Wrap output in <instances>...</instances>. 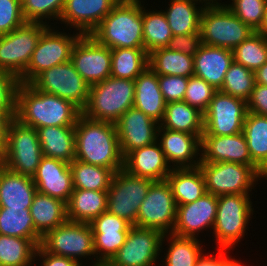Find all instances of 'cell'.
Returning <instances> with one entry per match:
<instances>
[{
  "label": "cell",
  "mask_w": 267,
  "mask_h": 266,
  "mask_svg": "<svg viewBox=\"0 0 267 266\" xmlns=\"http://www.w3.org/2000/svg\"><path fill=\"white\" fill-rule=\"evenodd\" d=\"M82 111L56 95L37 90L31 83H20L16 115L20 123L35 129L47 126H75Z\"/></svg>",
  "instance_id": "1"
},
{
  "label": "cell",
  "mask_w": 267,
  "mask_h": 266,
  "mask_svg": "<svg viewBox=\"0 0 267 266\" xmlns=\"http://www.w3.org/2000/svg\"><path fill=\"white\" fill-rule=\"evenodd\" d=\"M75 159L111 169L123 168L117 128L114 123L95 121L81 115L75 124Z\"/></svg>",
  "instance_id": "2"
},
{
  "label": "cell",
  "mask_w": 267,
  "mask_h": 266,
  "mask_svg": "<svg viewBox=\"0 0 267 266\" xmlns=\"http://www.w3.org/2000/svg\"><path fill=\"white\" fill-rule=\"evenodd\" d=\"M90 35L109 49L144 48L141 1H119Z\"/></svg>",
  "instance_id": "3"
},
{
  "label": "cell",
  "mask_w": 267,
  "mask_h": 266,
  "mask_svg": "<svg viewBox=\"0 0 267 266\" xmlns=\"http://www.w3.org/2000/svg\"><path fill=\"white\" fill-rule=\"evenodd\" d=\"M134 80L110 76L90 86L88 101L82 115L95 121L116 123L134 105Z\"/></svg>",
  "instance_id": "4"
},
{
  "label": "cell",
  "mask_w": 267,
  "mask_h": 266,
  "mask_svg": "<svg viewBox=\"0 0 267 266\" xmlns=\"http://www.w3.org/2000/svg\"><path fill=\"white\" fill-rule=\"evenodd\" d=\"M250 197V194L218 196L217 214L213 227L218 249H235V245L245 237L246 229L254 213Z\"/></svg>",
  "instance_id": "5"
},
{
  "label": "cell",
  "mask_w": 267,
  "mask_h": 266,
  "mask_svg": "<svg viewBox=\"0 0 267 266\" xmlns=\"http://www.w3.org/2000/svg\"><path fill=\"white\" fill-rule=\"evenodd\" d=\"M42 157L37 130L14 118L10 122L2 151L3 166L14 173L33 177Z\"/></svg>",
  "instance_id": "6"
},
{
  "label": "cell",
  "mask_w": 267,
  "mask_h": 266,
  "mask_svg": "<svg viewBox=\"0 0 267 266\" xmlns=\"http://www.w3.org/2000/svg\"><path fill=\"white\" fill-rule=\"evenodd\" d=\"M199 32L202 44L233 50L255 31L224 5L203 8Z\"/></svg>",
  "instance_id": "7"
},
{
  "label": "cell",
  "mask_w": 267,
  "mask_h": 266,
  "mask_svg": "<svg viewBox=\"0 0 267 266\" xmlns=\"http://www.w3.org/2000/svg\"><path fill=\"white\" fill-rule=\"evenodd\" d=\"M39 246L45 252L72 258L81 265L83 264L82 260L92 256L91 260L94 257L95 261L92 260V264L89 266L97 265L93 230L89 223L67 220L62 225L46 232L42 236Z\"/></svg>",
  "instance_id": "8"
},
{
  "label": "cell",
  "mask_w": 267,
  "mask_h": 266,
  "mask_svg": "<svg viewBox=\"0 0 267 266\" xmlns=\"http://www.w3.org/2000/svg\"><path fill=\"white\" fill-rule=\"evenodd\" d=\"M51 24L54 23L41 34L27 69L19 78L20 83L29 84L44 70L71 61L73 46L82 34L77 31L67 34L64 30L62 33Z\"/></svg>",
  "instance_id": "9"
},
{
  "label": "cell",
  "mask_w": 267,
  "mask_h": 266,
  "mask_svg": "<svg viewBox=\"0 0 267 266\" xmlns=\"http://www.w3.org/2000/svg\"><path fill=\"white\" fill-rule=\"evenodd\" d=\"M199 167L205 178L206 192L216 196L251 194L258 180L265 179L253 166L239 163L200 162Z\"/></svg>",
  "instance_id": "10"
},
{
  "label": "cell",
  "mask_w": 267,
  "mask_h": 266,
  "mask_svg": "<svg viewBox=\"0 0 267 266\" xmlns=\"http://www.w3.org/2000/svg\"><path fill=\"white\" fill-rule=\"evenodd\" d=\"M153 182L152 179L132 175L123 168L115 172L107 190V211L137 226L141 203Z\"/></svg>",
  "instance_id": "11"
},
{
  "label": "cell",
  "mask_w": 267,
  "mask_h": 266,
  "mask_svg": "<svg viewBox=\"0 0 267 266\" xmlns=\"http://www.w3.org/2000/svg\"><path fill=\"white\" fill-rule=\"evenodd\" d=\"M44 23L26 22L0 36V70L20 78L27 69L37 42L48 27Z\"/></svg>",
  "instance_id": "12"
},
{
  "label": "cell",
  "mask_w": 267,
  "mask_h": 266,
  "mask_svg": "<svg viewBox=\"0 0 267 266\" xmlns=\"http://www.w3.org/2000/svg\"><path fill=\"white\" fill-rule=\"evenodd\" d=\"M31 84L41 92L66 99L81 111L87 104L90 92V85L78 73L71 61L44 70Z\"/></svg>",
  "instance_id": "13"
},
{
  "label": "cell",
  "mask_w": 267,
  "mask_h": 266,
  "mask_svg": "<svg viewBox=\"0 0 267 266\" xmlns=\"http://www.w3.org/2000/svg\"><path fill=\"white\" fill-rule=\"evenodd\" d=\"M177 205L166 180L154 181L142 201L137 227L155 229L163 235L172 233L176 221Z\"/></svg>",
  "instance_id": "14"
},
{
  "label": "cell",
  "mask_w": 267,
  "mask_h": 266,
  "mask_svg": "<svg viewBox=\"0 0 267 266\" xmlns=\"http://www.w3.org/2000/svg\"><path fill=\"white\" fill-rule=\"evenodd\" d=\"M162 237L158 230L131 226L125 243L107 265L154 266L161 259L162 249H165L161 245Z\"/></svg>",
  "instance_id": "15"
},
{
  "label": "cell",
  "mask_w": 267,
  "mask_h": 266,
  "mask_svg": "<svg viewBox=\"0 0 267 266\" xmlns=\"http://www.w3.org/2000/svg\"><path fill=\"white\" fill-rule=\"evenodd\" d=\"M247 102L218 90L203 113V135H234L243 132Z\"/></svg>",
  "instance_id": "16"
},
{
  "label": "cell",
  "mask_w": 267,
  "mask_h": 266,
  "mask_svg": "<svg viewBox=\"0 0 267 266\" xmlns=\"http://www.w3.org/2000/svg\"><path fill=\"white\" fill-rule=\"evenodd\" d=\"M71 62L90 86L111 76V49L92 35L80 36L73 46Z\"/></svg>",
  "instance_id": "17"
},
{
  "label": "cell",
  "mask_w": 267,
  "mask_h": 266,
  "mask_svg": "<svg viewBox=\"0 0 267 266\" xmlns=\"http://www.w3.org/2000/svg\"><path fill=\"white\" fill-rule=\"evenodd\" d=\"M123 158L131 151L157 141L159 123L132 107L115 123Z\"/></svg>",
  "instance_id": "18"
},
{
  "label": "cell",
  "mask_w": 267,
  "mask_h": 266,
  "mask_svg": "<svg viewBox=\"0 0 267 266\" xmlns=\"http://www.w3.org/2000/svg\"><path fill=\"white\" fill-rule=\"evenodd\" d=\"M201 162H233L253 166L267 180V176L253 163L243 132L224 136L202 135Z\"/></svg>",
  "instance_id": "19"
},
{
  "label": "cell",
  "mask_w": 267,
  "mask_h": 266,
  "mask_svg": "<svg viewBox=\"0 0 267 266\" xmlns=\"http://www.w3.org/2000/svg\"><path fill=\"white\" fill-rule=\"evenodd\" d=\"M217 206L218 196L207 192L192 203L177 205L172 233L182 237L198 238L203 230L213 229Z\"/></svg>",
  "instance_id": "20"
},
{
  "label": "cell",
  "mask_w": 267,
  "mask_h": 266,
  "mask_svg": "<svg viewBox=\"0 0 267 266\" xmlns=\"http://www.w3.org/2000/svg\"><path fill=\"white\" fill-rule=\"evenodd\" d=\"M90 226L93 230L94 251L97 265L107 264L123 246L130 227L124 218L108 211L95 218Z\"/></svg>",
  "instance_id": "21"
},
{
  "label": "cell",
  "mask_w": 267,
  "mask_h": 266,
  "mask_svg": "<svg viewBox=\"0 0 267 266\" xmlns=\"http://www.w3.org/2000/svg\"><path fill=\"white\" fill-rule=\"evenodd\" d=\"M201 137L159 126L157 142L171 168H195L201 162Z\"/></svg>",
  "instance_id": "22"
},
{
  "label": "cell",
  "mask_w": 267,
  "mask_h": 266,
  "mask_svg": "<svg viewBox=\"0 0 267 266\" xmlns=\"http://www.w3.org/2000/svg\"><path fill=\"white\" fill-rule=\"evenodd\" d=\"M119 0H66L59 18L64 27L90 35Z\"/></svg>",
  "instance_id": "23"
},
{
  "label": "cell",
  "mask_w": 267,
  "mask_h": 266,
  "mask_svg": "<svg viewBox=\"0 0 267 266\" xmlns=\"http://www.w3.org/2000/svg\"><path fill=\"white\" fill-rule=\"evenodd\" d=\"M32 179L38 192L68 203L74 189L70 163L43 156Z\"/></svg>",
  "instance_id": "24"
},
{
  "label": "cell",
  "mask_w": 267,
  "mask_h": 266,
  "mask_svg": "<svg viewBox=\"0 0 267 266\" xmlns=\"http://www.w3.org/2000/svg\"><path fill=\"white\" fill-rule=\"evenodd\" d=\"M123 169L132 175L153 181L166 180L172 170L157 141L128 153L123 158Z\"/></svg>",
  "instance_id": "25"
},
{
  "label": "cell",
  "mask_w": 267,
  "mask_h": 266,
  "mask_svg": "<svg viewBox=\"0 0 267 266\" xmlns=\"http://www.w3.org/2000/svg\"><path fill=\"white\" fill-rule=\"evenodd\" d=\"M194 75L202 78L217 90H221L225 74L233 59V51L201 44L193 56Z\"/></svg>",
  "instance_id": "26"
},
{
  "label": "cell",
  "mask_w": 267,
  "mask_h": 266,
  "mask_svg": "<svg viewBox=\"0 0 267 266\" xmlns=\"http://www.w3.org/2000/svg\"><path fill=\"white\" fill-rule=\"evenodd\" d=\"M135 99L133 107L160 123L166 102L160 91L158 74L149 66L134 80Z\"/></svg>",
  "instance_id": "27"
},
{
  "label": "cell",
  "mask_w": 267,
  "mask_h": 266,
  "mask_svg": "<svg viewBox=\"0 0 267 266\" xmlns=\"http://www.w3.org/2000/svg\"><path fill=\"white\" fill-rule=\"evenodd\" d=\"M36 192L32 177L0 168V207L30 209Z\"/></svg>",
  "instance_id": "28"
},
{
  "label": "cell",
  "mask_w": 267,
  "mask_h": 266,
  "mask_svg": "<svg viewBox=\"0 0 267 266\" xmlns=\"http://www.w3.org/2000/svg\"><path fill=\"white\" fill-rule=\"evenodd\" d=\"M36 130L43 156L67 163L75 159V126H47Z\"/></svg>",
  "instance_id": "29"
},
{
  "label": "cell",
  "mask_w": 267,
  "mask_h": 266,
  "mask_svg": "<svg viewBox=\"0 0 267 266\" xmlns=\"http://www.w3.org/2000/svg\"><path fill=\"white\" fill-rule=\"evenodd\" d=\"M107 191L73 189L67 206V220L91 223L107 211Z\"/></svg>",
  "instance_id": "30"
},
{
  "label": "cell",
  "mask_w": 267,
  "mask_h": 266,
  "mask_svg": "<svg viewBox=\"0 0 267 266\" xmlns=\"http://www.w3.org/2000/svg\"><path fill=\"white\" fill-rule=\"evenodd\" d=\"M166 181L171 187L176 205H185L206 193L205 178L200 167L172 168Z\"/></svg>",
  "instance_id": "31"
},
{
  "label": "cell",
  "mask_w": 267,
  "mask_h": 266,
  "mask_svg": "<svg viewBox=\"0 0 267 266\" xmlns=\"http://www.w3.org/2000/svg\"><path fill=\"white\" fill-rule=\"evenodd\" d=\"M35 230L43 236L67 221V206L60 199L36 192L30 206Z\"/></svg>",
  "instance_id": "32"
},
{
  "label": "cell",
  "mask_w": 267,
  "mask_h": 266,
  "mask_svg": "<svg viewBox=\"0 0 267 266\" xmlns=\"http://www.w3.org/2000/svg\"><path fill=\"white\" fill-rule=\"evenodd\" d=\"M159 126L171 131L202 136L204 132L203 113L184 101L166 103Z\"/></svg>",
  "instance_id": "33"
},
{
  "label": "cell",
  "mask_w": 267,
  "mask_h": 266,
  "mask_svg": "<svg viewBox=\"0 0 267 266\" xmlns=\"http://www.w3.org/2000/svg\"><path fill=\"white\" fill-rule=\"evenodd\" d=\"M168 5L163 13L173 36L199 32L200 16L204 8L202 4L194 0H170Z\"/></svg>",
  "instance_id": "34"
},
{
  "label": "cell",
  "mask_w": 267,
  "mask_h": 266,
  "mask_svg": "<svg viewBox=\"0 0 267 266\" xmlns=\"http://www.w3.org/2000/svg\"><path fill=\"white\" fill-rule=\"evenodd\" d=\"M165 240L169 247H166L168 251L164 254L163 261L161 260L162 266H196L198 259L204 253L201 240L198 238L182 237L170 233L163 235L161 245L165 243Z\"/></svg>",
  "instance_id": "35"
},
{
  "label": "cell",
  "mask_w": 267,
  "mask_h": 266,
  "mask_svg": "<svg viewBox=\"0 0 267 266\" xmlns=\"http://www.w3.org/2000/svg\"><path fill=\"white\" fill-rule=\"evenodd\" d=\"M243 133L253 163L267 176V116L248 111Z\"/></svg>",
  "instance_id": "36"
},
{
  "label": "cell",
  "mask_w": 267,
  "mask_h": 266,
  "mask_svg": "<svg viewBox=\"0 0 267 266\" xmlns=\"http://www.w3.org/2000/svg\"><path fill=\"white\" fill-rule=\"evenodd\" d=\"M148 66L158 75L190 77L194 75L193 56L159 48L148 54Z\"/></svg>",
  "instance_id": "37"
},
{
  "label": "cell",
  "mask_w": 267,
  "mask_h": 266,
  "mask_svg": "<svg viewBox=\"0 0 267 266\" xmlns=\"http://www.w3.org/2000/svg\"><path fill=\"white\" fill-rule=\"evenodd\" d=\"M148 67V53L144 48L111 49V76L135 80Z\"/></svg>",
  "instance_id": "38"
},
{
  "label": "cell",
  "mask_w": 267,
  "mask_h": 266,
  "mask_svg": "<svg viewBox=\"0 0 267 266\" xmlns=\"http://www.w3.org/2000/svg\"><path fill=\"white\" fill-rule=\"evenodd\" d=\"M0 234L31 239L37 246L42 236L35 230L30 209L0 207Z\"/></svg>",
  "instance_id": "39"
},
{
  "label": "cell",
  "mask_w": 267,
  "mask_h": 266,
  "mask_svg": "<svg viewBox=\"0 0 267 266\" xmlns=\"http://www.w3.org/2000/svg\"><path fill=\"white\" fill-rule=\"evenodd\" d=\"M142 6L144 49L149 54L152 51L168 46L173 33L167 22L163 9L148 11Z\"/></svg>",
  "instance_id": "40"
},
{
  "label": "cell",
  "mask_w": 267,
  "mask_h": 266,
  "mask_svg": "<svg viewBox=\"0 0 267 266\" xmlns=\"http://www.w3.org/2000/svg\"><path fill=\"white\" fill-rule=\"evenodd\" d=\"M73 188L93 191H107L114 172L102 166L87 164L74 159L70 163Z\"/></svg>",
  "instance_id": "41"
},
{
  "label": "cell",
  "mask_w": 267,
  "mask_h": 266,
  "mask_svg": "<svg viewBox=\"0 0 267 266\" xmlns=\"http://www.w3.org/2000/svg\"><path fill=\"white\" fill-rule=\"evenodd\" d=\"M37 247L31 239L0 234V266H33Z\"/></svg>",
  "instance_id": "42"
},
{
  "label": "cell",
  "mask_w": 267,
  "mask_h": 266,
  "mask_svg": "<svg viewBox=\"0 0 267 266\" xmlns=\"http://www.w3.org/2000/svg\"><path fill=\"white\" fill-rule=\"evenodd\" d=\"M232 51L235 62L255 72L267 62V38L254 32Z\"/></svg>",
  "instance_id": "43"
},
{
  "label": "cell",
  "mask_w": 267,
  "mask_h": 266,
  "mask_svg": "<svg viewBox=\"0 0 267 266\" xmlns=\"http://www.w3.org/2000/svg\"><path fill=\"white\" fill-rule=\"evenodd\" d=\"M255 84L254 71L233 61L225 74L220 91L247 102Z\"/></svg>",
  "instance_id": "44"
},
{
  "label": "cell",
  "mask_w": 267,
  "mask_h": 266,
  "mask_svg": "<svg viewBox=\"0 0 267 266\" xmlns=\"http://www.w3.org/2000/svg\"><path fill=\"white\" fill-rule=\"evenodd\" d=\"M65 2L66 0H25L22 3V13L26 22L49 25L52 20L59 21Z\"/></svg>",
  "instance_id": "45"
},
{
  "label": "cell",
  "mask_w": 267,
  "mask_h": 266,
  "mask_svg": "<svg viewBox=\"0 0 267 266\" xmlns=\"http://www.w3.org/2000/svg\"><path fill=\"white\" fill-rule=\"evenodd\" d=\"M225 4L244 24L255 32L260 28L267 0H231ZM231 3V4H230Z\"/></svg>",
  "instance_id": "46"
},
{
  "label": "cell",
  "mask_w": 267,
  "mask_h": 266,
  "mask_svg": "<svg viewBox=\"0 0 267 266\" xmlns=\"http://www.w3.org/2000/svg\"><path fill=\"white\" fill-rule=\"evenodd\" d=\"M218 90L202 78L190 76L183 101L204 113Z\"/></svg>",
  "instance_id": "47"
},
{
  "label": "cell",
  "mask_w": 267,
  "mask_h": 266,
  "mask_svg": "<svg viewBox=\"0 0 267 266\" xmlns=\"http://www.w3.org/2000/svg\"><path fill=\"white\" fill-rule=\"evenodd\" d=\"M26 23L19 0H0V36Z\"/></svg>",
  "instance_id": "48"
},
{
  "label": "cell",
  "mask_w": 267,
  "mask_h": 266,
  "mask_svg": "<svg viewBox=\"0 0 267 266\" xmlns=\"http://www.w3.org/2000/svg\"><path fill=\"white\" fill-rule=\"evenodd\" d=\"M189 77L158 75L159 87L166 103L183 101Z\"/></svg>",
  "instance_id": "49"
},
{
  "label": "cell",
  "mask_w": 267,
  "mask_h": 266,
  "mask_svg": "<svg viewBox=\"0 0 267 266\" xmlns=\"http://www.w3.org/2000/svg\"><path fill=\"white\" fill-rule=\"evenodd\" d=\"M20 80L15 75L0 70V109L16 111L17 90Z\"/></svg>",
  "instance_id": "50"
},
{
  "label": "cell",
  "mask_w": 267,
  "mask_h": 266,
  "mask_svg": "<svg viewBox=\"0 0 267 266\" xmlns=\"http://www.w3.org/2000/svg\"><path fill=\"white\" fill-rule=\"evenodd\" d=\"M201 44L200 32H198L195 34L174 35L170 39L167 47L171 50L194 56L198 52Z\"/></svg>",
  "instance_id": "51"
},
{
  "label": "cell",
  "mask_w": 267,
  "mask_h": 266,
  "mask_svg": "<svg viewBox=\"0 0 267 266\" xmlns=\"http://www.w3.org/2000/svg\"><path fill=\"white\" fill-rule=\"evenodd\" d=\"M249 112L267 116V86L256 83L247 101Z\"/></svg>",
  "instance_id": "52"
},
{
  "label": "cell",
  "mask_w": 267,
  "mask_h": 266,
  "mask_svg": "<svg viewBox=\"0 0 267 266\" xmlns=\"http://www.w3.org/2000/svg\"><path fill=\"white\" fill-rule=\"evenodd\" d=\"M39 258V259H36ZM35 259L40 261L39 266H76L77 263L69 257H63L45 252L40 246L37 247ZM41 259V260H40Z\"/></svg>",
  "instance_id": "53"
},
{
  "label": "cell",
  "mask_w": 267,
  "mask_h": 266,
  "mask_svg": "<svg viewBox=\"0 0 267 266\" xmlns=\"http://www.w3.org/2000/svg\"><path fill=\"white\" fill-rule=\"evenodd\" d=\"M16 111H4L0 109V151L4 150L6 144L7 131L10 122L15 118Z\"/></svg>",
  "instance_id": "54"
},
{
  "label": "cell",
  "mask_w": 267,
  "mask_h": 266,
  "mask_svg": "<svg viewBox=\"0 0 267 266\" xmlns=\"http://www.w3.org/2000/svg\"><path fill=\"white\" fill-rule=\"evenodd\" d=\"M221 249H218L216 256L211 254H202L198 259L196 266H220Z\"/></svg>",
  "instance_id": "55"
},
{
  "label": "cell",
  "mask_w": 267,
  "mask_h": 266,
  "mask_svg": "<svg viewBox=\"0 0 267 266\" xmlns=\"http://www.w3.org/2000/svg\"><path fill=\"white\" fill-rule=\"evenodd\" d=\"M229 250L228 249H221V265L220 266H243V264H241V261H238L235 258H231V255H227L226 253L229 254Z\"/></svg>",
  "instance_id": "56"
},
{
  "label": "cell",
  "mask_w": 267,
  "mask_h": 266,
  "mask_svg": "<svg viewBox=\"0 0 267 266\" xmlns=\"http://www.w3.org/2000/svg\"><path fill=\"white\" fill-rule=\"evenodd\" d=\"M254 73L256 83L267 86V62Z\"/></svg>",
  "instance_id": "57"
},
{
  "label": "cell",
  "mask_w": 267,
  "mask_h": 266,
  "mask_svg": "<svg viewBox=\"0 0 267 266\" xmlns=\"http://www.w3.org/2000/svg\"><path fill=\"white\" fill-rule=\"evenodd\" d=\"M256 32L262 34L265 38H267V4L265 7V12H264L262 24Z\"/></svg>",
  "instance_id": "58"
},
{
  "label": "cell",
  "mask_w": 267,
  "mask_h": 266,
  "mask_svg": "<svg viewBox=\"0 0 267 266\" xmlns=\"http://www.w3.org/2000/svg\"><path fill=\"white\" fill-rule=\"evenodd\" d=\"M194 1L201 3L202 6H204V7L224 6L225 5V2L220 3L219 0H194Z\"/></svg>",
  "instance_id": "59"
},
{
  "label": "cell",
  "mask_w": 267,
  "mask_h": 266,
  "mask_svg": "<svg viewBox=\"0 0 267 266\" xmlns=\"http://www.w3.org/2000/svg\"><path fill=\"white\" fill-rule=\"evenodd\" d=\"M3 164H2V152L0 151V167H2Z\"/></svg>",
  "instance_id": "60"
},
{
  "label": "cell",
  "mask_w": 267,
  "mask_h": 266,
  "mask_svg": "<svg viewBox=\"0 0 267 266\" xmlns=\"http://www.w3.org/2000/svg\"><path fill=\"white\" fill-rule=\"evenodd\" d=\"M94 266H108L107 264H98V265H94Z\"/></svg>",
  "instance_id": "61"
},
{
  "label": "cell",
  "mask_w": 267,
  "mask_h": 266,
  "mask_svg": "<svg viewBox=\"0 0 267 266\" xmlns=\"http://www.w3.org/2000/svg\"><path fill=\"white\" fill-rule=\"evenodd\" d=\"M119 1H141V0H119Z\"/></svg>",
  "instance_id": "62"
}]
</instances>
